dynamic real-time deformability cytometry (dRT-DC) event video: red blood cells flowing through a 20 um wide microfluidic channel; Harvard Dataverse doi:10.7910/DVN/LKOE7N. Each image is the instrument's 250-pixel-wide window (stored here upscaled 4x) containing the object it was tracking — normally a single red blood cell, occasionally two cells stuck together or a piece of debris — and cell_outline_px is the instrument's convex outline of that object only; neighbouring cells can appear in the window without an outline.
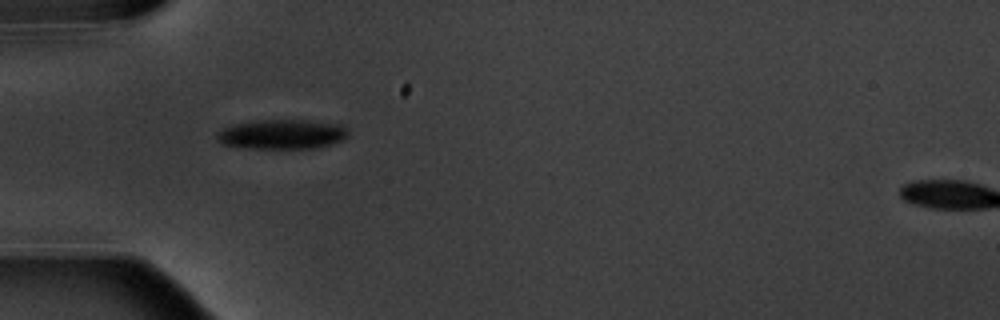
{"species": "common noctule bat (a hibernating species)", "species_latin": "Nyctalus noctula", "temperature_condition": "warm", "stored_images_in_passage": 2, "camera_frame_rate_fps": 3000, "um_per_image_px": 0.085, "animal": {"sex": "male", "body_mass_g": 20.1, "forearm_length_mm": 53.5}, "frame": {"image": 1, "passage_image": 1, "time_ms": 0.0, "image_size_px": [1000, 320], "cell_outline_px": [[348, 136], [344, 140], [332, 144], [316, 148], [240, 148], [220, 144], [216, 140], [216, 132], [224, 128], [236, 124], [260, 120], [308, 120], [340, 124], [348, 128]], "centroid_in_image_um": [23.98, 11.42], "position_along_channel_um": 61.0, "area_um2": 22.95}}